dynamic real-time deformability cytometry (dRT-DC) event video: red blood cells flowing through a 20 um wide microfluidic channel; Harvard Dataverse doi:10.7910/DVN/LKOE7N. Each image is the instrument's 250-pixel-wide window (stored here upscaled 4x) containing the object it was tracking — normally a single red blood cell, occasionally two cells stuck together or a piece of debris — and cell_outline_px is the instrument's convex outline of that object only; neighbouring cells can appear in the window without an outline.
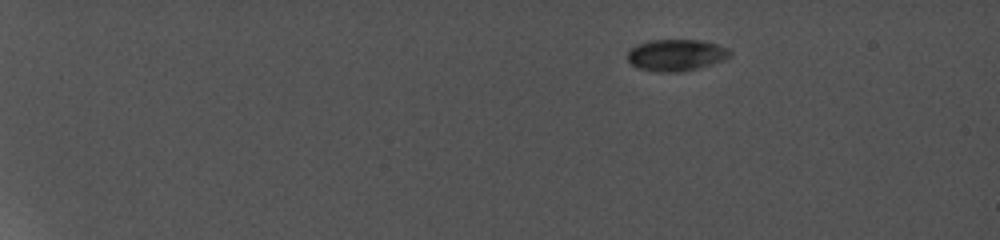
{"species": "common noctule bat (a hibernating species)", "species_latin": "Nyctalus noctula", "temperature_condition": "cold", "stored_images_in_passage": 10, "camera_frame_rate_fps": 5000, "um_per_image_px": 0.085, "animal": {"sex": "female", "body_mass_g": 19.0, "forearm_length_mm": 56.7}, "frame": {"image": 1, "passage_image": 1, "time_ms": 0.0, "image_size_px": [1000, 240], "cell_outline_px": [[732, 56], [724, 60], [712, 64], [680, 72], [656, 72], [636, 68], [628, 60], [628, 52], [636, 44], [648, 40], [704, 40], [728, 48], [732, 52]], "centroid_in_image_um": [57.48, 4.68], "position_along_channel_um": 27.5, "area_um2": 19.07}}
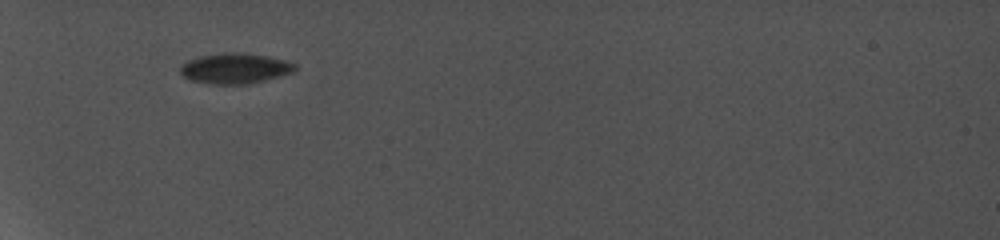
{"frame": {"image": 2, "passage_image": 6, "time_ms": 4.4, "image_size_px": [1000, 240], "cell_outline_px": [[296, 72], [248, 84], [216, 84], [192, 80], [184, 76], [180, 72], [180, 64], [188, 60], [200, 56], [224, 52], [244, 52], [268, 56], [288, 60], [296, 64]], "centroid_in_image_um": [20.02, 5.79], "position_along_channel_um": 65.0, "area_um2": 20.52}}
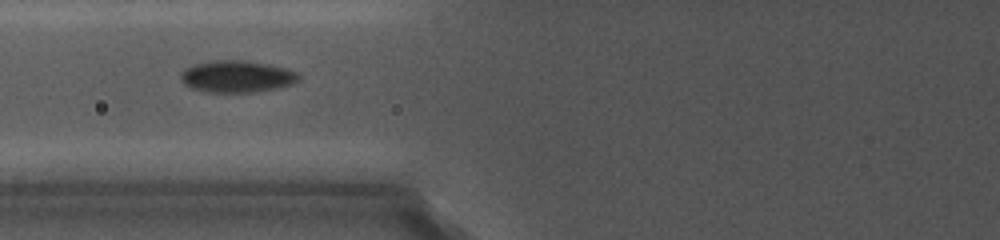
{"frame": {"image": 3, "passage_image": 8, "time_ms": 6.0, "image_size_px": [1000, 240], "cell_outline_px": [[300, 80], [288, 84], [248, 92], [212, 92], [192, 88], [184, 84], [184, 68], [192, 64], [208, 60], [240, 60], [268, 64], [284, 68], [296, 72], [300, 76]], "centroid_in_image_um": [20.1, 6.47], "position_along_channel_um": 105.7, "area_um2": 21.21}}